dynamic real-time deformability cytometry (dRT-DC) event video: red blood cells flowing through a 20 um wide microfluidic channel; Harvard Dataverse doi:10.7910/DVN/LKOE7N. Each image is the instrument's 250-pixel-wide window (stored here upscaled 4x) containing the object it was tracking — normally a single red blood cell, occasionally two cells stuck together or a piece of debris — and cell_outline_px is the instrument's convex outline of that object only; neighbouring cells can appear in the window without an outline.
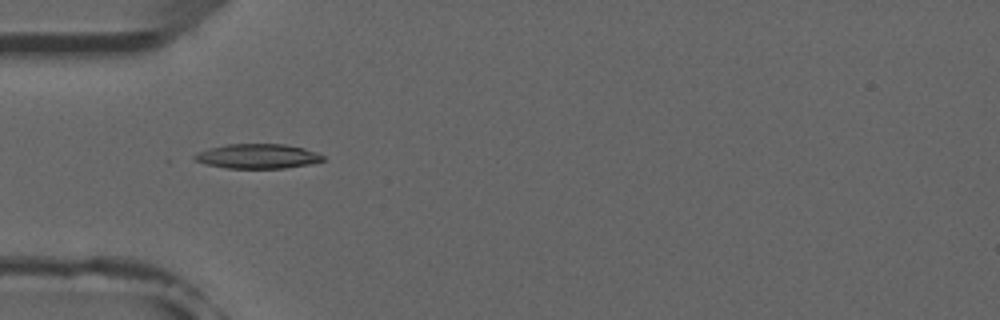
{"species": "common noctule bat (a hibernating species)", "species_latin": "Nyctalus noctula", "temperature_condition": "room temperature", "stored_images_in_passage": 5, "camera_frame_rate_fps": 3000, "um_per_image_px": 0.085, "animal": {"sex": "male", "forearm_length_mm": 52.5}, "frame": {"image": 1, "passage_image": 3, "time_ms": 3.333, "image_size_px": [1000, 320], "cell_outline_px": [[324, 160], [308, 164], [284, 168], [228, 168], [208, 164], [196, 160], [192, 156], [196, 152], [208, 148], [224, 144], [284, 144], [304, 148], [316, 152], [324, 156]], "centroid_in_image_um": [21.88, 13.27], "position_along_channel_um": 63.1, "area_um2": 18.32}}
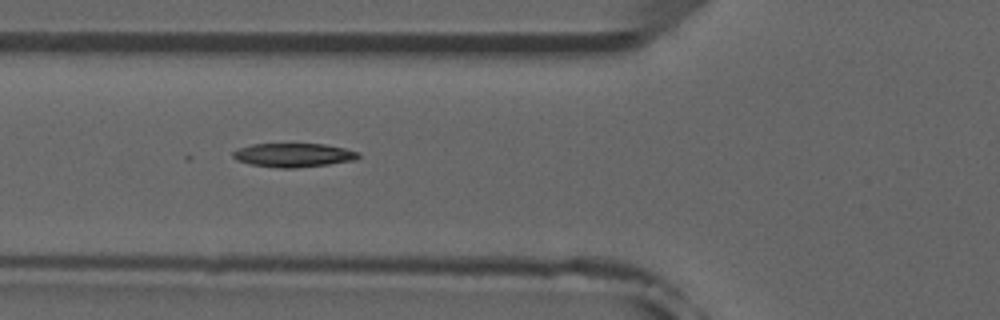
{"frame": {"image": 2, "passage_image": 4, "time_ms": 4.333, "image_size_px": [1000, 320], "cell_outline_px": [[360, 156], [356, 160], [328, 164], [296, 168], [280, 168], [248, 164], [236, 160], [232, 156], [232, 152], [240, 148], [252, 144], [324, 144], [344, 148], [360, 152]], "centroid_in_image_um": [24.95, 13.19], "position_along_channel_um": 100.9, "area_um2": 17.46}}
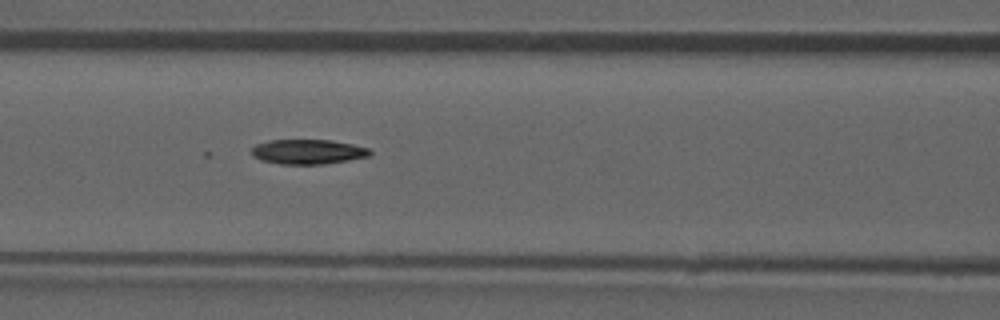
{"frame": {"image": 3, "passage_image": 5, "time_ms": 5.333, "image_size_px": [1000, 320], "cell_outline_px": [[372, 152], [368, 156], [348, 160], [324, 164], [280, 164], [260, 160], [252, 156], [252, 148], [256, 144], [272, 140], [332, 140], [352, 144], [368, 148]], "centroid_in_image_um": [26.15, 12.9], "position_along_channel_um": 140.4, "area_um2": 16.99}}